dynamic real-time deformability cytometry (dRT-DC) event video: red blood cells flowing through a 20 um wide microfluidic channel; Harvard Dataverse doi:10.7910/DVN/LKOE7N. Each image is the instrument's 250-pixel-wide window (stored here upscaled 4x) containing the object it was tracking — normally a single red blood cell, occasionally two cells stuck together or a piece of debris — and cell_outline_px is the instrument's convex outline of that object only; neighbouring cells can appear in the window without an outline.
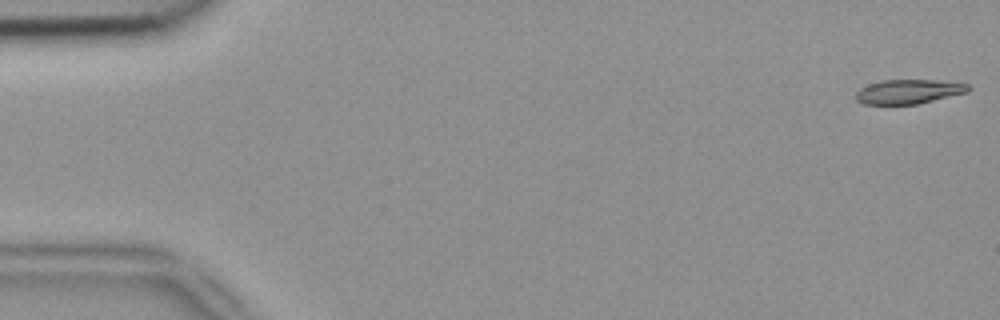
{"species": "common noctule bat (a hibernating species)", "species_latin": "Nyctalus noctula", "temperature_condition": "room temperature", "stored_images_in_passage": 4, "camera_frame_rate_fps": 3000, "um_per_image_px": 0.085, "animal": {"sex": "female", "body_mass_g": 18.4}, "frame": {"image": 1, "passage_image": 1, "time_ms": 0.0, "image_size_px": [1000, 320], "cell_outline_px": [[972, 88], [968, 92], [916, 104], [864, 104], [856, 100], [856, 92], [860, 88], [868, 84], [884, 80], [932, 80], [968, 84]], "centroid_in_image_um": [77.22, 7.78], "position_along_channel_um": 7.8, "area_um2": 15.78}}
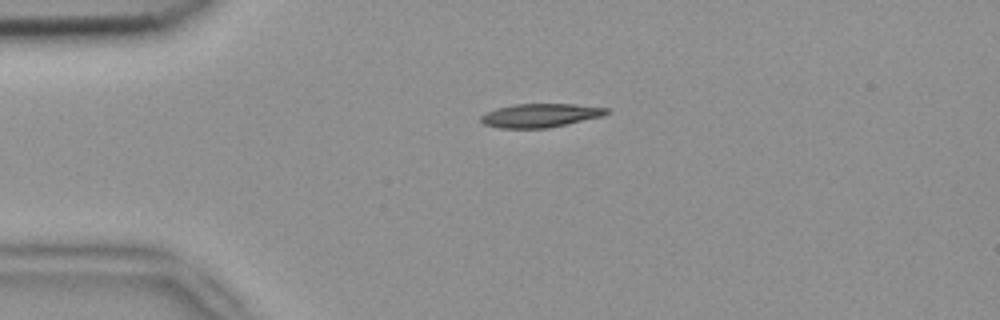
{"frame": {"image": 2, "passage_image": 4, "time_ms": 1.0, "image_size_px": [1000, 320], "cell_outline_px": [[608, 112], [604, 116], [548, 128], [500, 128], [484, 124], [480, 120], [480, 116], [496, 108], [512, 104], [576, 104], [608, 108]], "centroid_in_image_um": [45.93, 9.81], "position_along_channel_um": 39.1, "area_um2": 17.34}}